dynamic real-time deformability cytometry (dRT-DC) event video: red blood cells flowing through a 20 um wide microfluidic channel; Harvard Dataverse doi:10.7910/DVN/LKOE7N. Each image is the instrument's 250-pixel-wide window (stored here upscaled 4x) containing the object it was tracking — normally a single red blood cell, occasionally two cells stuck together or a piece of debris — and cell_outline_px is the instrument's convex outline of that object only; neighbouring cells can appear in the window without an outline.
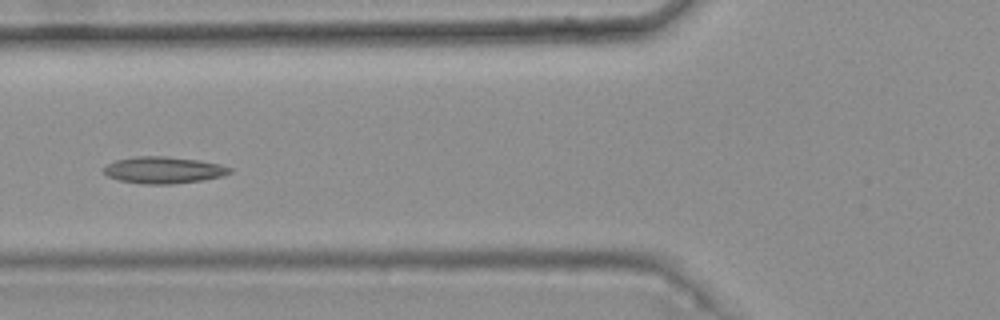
{"species": "common noctule bat (a hibernating species)", "species_latin": "Nyctalus noctula", "temperature_condition": "warm", "stored_images_in_passage": 6, "camera_frame_rate_fps": 3000, "um_per_image_px": 0.085, "animal": {"sex": "female", "body_mass_g": 25.1}, "frame": {"image": 1, "passage_image": 6, "time_ms": 1.667, "image_size_px": [1000, 320], "cell_outline_px": [[232, 172], [220, 176], [204, 180], [172, 184], [140, 184], [120, 180], [108, 176], [104, 172], [104, 168], [108, 164], [116, 160], [136, 156], [168, 156], [196, 160], [220, 164], [232, 168]], "centroid_in_image_um": [13.91, 14.46], "position_along_channel_um": 111.9, "area_um2": 19.54}}